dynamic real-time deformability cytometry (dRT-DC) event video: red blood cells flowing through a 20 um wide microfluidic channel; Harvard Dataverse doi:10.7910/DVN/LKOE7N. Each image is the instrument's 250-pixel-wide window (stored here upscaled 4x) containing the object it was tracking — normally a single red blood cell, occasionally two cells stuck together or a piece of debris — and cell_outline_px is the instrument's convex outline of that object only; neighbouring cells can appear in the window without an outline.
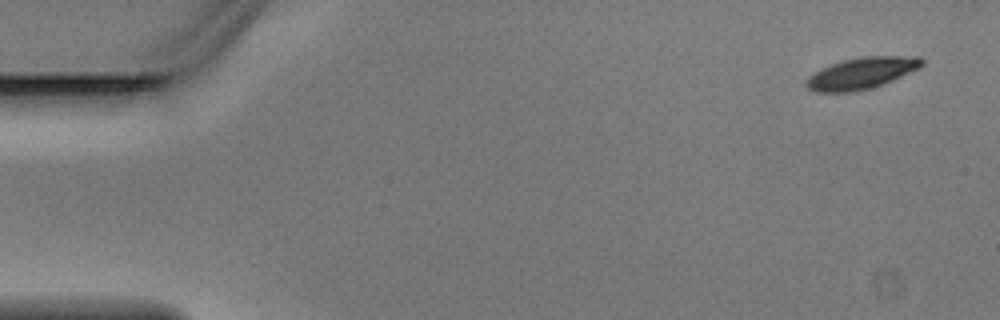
{"species": "Egyptian fruit bat (a non-hibernating species)", "species_latin": "Rousettus aegyptiacus", "temperature_condition": "warm", "stored_images_in_passage": 3, "camera_frame_rate_fps": 3000, "um_per_image_px": 0.085, "animal": {"sex": "male"}, "frame": {"image": 1, "passage_image": 1, "time_ms": 0.0, "image_size_px": [1000, 320], "cell_outline_px": [[924, 64], [920, 68], [884, 84], [852, 92], [816, 92], [808, 88], [804, 84], [808, 76], [832, 64], [844, 60], [864, 56], [920, 56], [924, 60]], "centroid_in_image_um": [73.27, 6.22], "position_along_channel_um": 11.7, "area_um2": 21.1}}